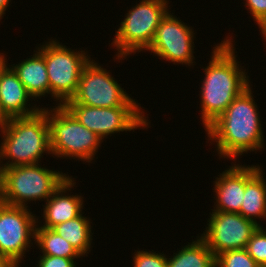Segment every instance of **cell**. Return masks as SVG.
<instances>
[{
	"mask_svg": "<svg viewBox=\"0 0 266 267\" xmlns=\"http://www.w3.org/2000/svg\"><path fill=\"white\" fill-rule=\"evenodd\" d=\"M172 11H169L159 23L152 43L147 51L153 53V57L165 60L175 65L181 64L188 68L195 66L194 27L184 23ZM195 32V33H194Z\"/></svg>",
	"mask_w": 266,
	"mask_h": 267,
	"instance_id": "11",
	"label": "cell"
},
{
	"mask_svg": "<svg viewBox=\"0 0 266 267\" xmlns=\"http://www.w3.org/2000/svg\"><path fill=\"white\" fill-rule=\"evenodd\" d=\"M47 121L51 156L88 165L98 159L95 156L103 139L83 126L63 105L47 107Z\"/></svg>",
	"mask_w": 266,
	"mask_h": 267,
	"instance_id": "6",
	"label": "cell"
},
{
	"mask_svg": "<svg viewBox=\"0 0 266 267\" xmlns=\"http://www.w3.org/2000/svg\"><path fill=\"white\" fill-rule=\"evenodd\" d=\"M31 209L0 201V256L15 267H21L25 254L35 245V231L40 215L33 214Z\"/></svg>",
	"mask_w": 266,
	"mask_h": 267,
	"instance_id": "10",
	"label": "cell"
},
{
	"mask_svg": "<svg viewBox=\"0 0 266 267\" xmlns=\"http://www.w3.org/2000/svg\"><path fill=\"white\" fill-rule=\"evenodd\" d=\"M42 167L41 163L20 165L0 170V201L12 206L29 207L36 201L46 202L69 176ZM34 201V202H33ZM28 205V206H27Z\"/></svg>",
	"mask_w": 266,
	"mask_h": 267,
	"instance_id": "4",
	"label": "cell"
},
{
	"mask_svg": "<svg viewBox=\"0 0 266 267\" xmlns=\"http://www.w3.org/2000/svg\"><path fill=\"white\" fill-rule=\"evenodd\" d=\"M169 1L140 0L126 12L112 43H109L112 49L117 50L114 62L120 63V60L122 62L127 56L129 58L132 54L135 55L141 51L147 52L159 23L170 11Z\"/></svg>",
	"mask_w": 266,
	"mask_h": 267,
	"instance_id": "5",
	"label": "cell"
},
{
	"mask_svg": "<svg viewBox=\"0 0 266 267\" xmlns=\"http://www.w3.org/2000/svg\"><path fill=\"white\" fill-rule=\"evenodd\" d=\"M35 267H76L78 258H64L58 256L41 255ZM77 259V260H76Z\"/></svg>",
	"mask_w": 266,
	"mask_h": 267,
	"instance_id": "25",
	"label": "cell"
},
{
	"mask_svg": "<svg viewBox=\"0 0 266 267\" xmlns=\"http://www.w3.org/2000/svg\"><path fill=\"white\" fill-rule=\"evenodd\" d=\"M0 132V170L37 164L45 153L51 155L46 106L31 116L0 121Z\"/></svg>",
	"mask_w": 266,
	"mask_h": 267,
	"instance_id": "3",
	"label": "cell"
},
{
	"mask_svg": "<svg viewBox=\"0 0 266 267\" xmlns=\"http://www.w3.org/2000/svg\"><path fill=\"white\" fill-rule=\"evenodd\" d=\"M35 244L42 255L83 258L67 240L50 228L36 227Z\"/></svg>",
	"mask_w": 266,
	"mask_h": 267,
	"instance_id": "20",
	"label": "cell"
},
{
	"mask_svg": "<svg viewBox=\"0 0 266 267\" xmlns=\"http://www.w3.org/2000/svg\"><path fill=\"white\" fill-rule=\"evenodd\" d=\"M211 212L206 230L199 236L207 243L215 257L224 251L246 248L252 234L259 227L239 213Z\"/></svg>",
	"mask_w": 266,
	"mask_h": 267,
	"instance_id": "12",
	"label": "cell"
},
{
	"mask_svg": "<svg viewBox=\"0 0 266 267\" xmlns=\"http://www.w3.org/2000/svg\"><path fill=\"white\" fill-rule=\"evenodd\" d=\"M187 243L172 256L167 255V267H216L215 255L199 234Z\"/></svg>",
	"mask_w": 266,
	"mask_h": 267,
	"instance_id": "18",
	"label": "cell"
},
{
	"mask_svg": "<svg viewBox=\"0 0 266 267\" xmlns=\"http://www.w3.org/2000/svg\"><path fill=\"white\" fill-rule=\"evenodd\" d=\"M75 181V177L68 176L53 192L52 196L45 204H42L43 209H41V213L43 210V214H41V217L43 218L42 220H37L36 227L52 229L54 226L72 220L83 213L84 197L81 193L80 195L76 193L74 195L70 192L73 191L72 189H74L77 184Z\"/></svg>",
	"mask_w": 266,
	"mask_h": 267,
	"instance_id": "14",
	"label": "cell"
},
{
	"mask_svg": "<svg viewBox=\"0 0 266 267\" xmlns=\"http://www.w3.org/2000/svg\"><path fill=\"white\" fill-rule=\"evenodd\" d=\"M216 267H260L246 249L224 251L216 256Z\"/></svg>",
	"mask_w": 266,
	"mask_h": 267,
	"instance_id": "21",
	"label": "cell"
},
{
	"mask_svg": "<svg viewBox=\"0 0 266 267\" xmlns=\"http://www.w3.org/2000/svg\"><path fill=\"white\" fill-rule=\"evenodd\" d=\"M261 37L263 38V40H265L264 42H266V30L261 34ZM266 45V43H265ZM266 47V46H264Z\"/></svg>",
	"mask_w": 266,
	"mask_h": 267,
	"instance_id": "29",
	"label": "cell"
},
{
	"mask_svg": "<svg viewBox=\"0 0 266 267\" xmlns=\"http://www.w3.org/2000/svg\"><path fill=\"white\" fill-rule=\"evenodd\" d=\"M263 168L245 184L243 203L239 214L259 226L266 220V178ZM257 219L259 221H257Z\"/></svg>",
	"mask_w": 266,
	"mask_h": 267,
	"instance_id": "17",
	"label": "cell"
},
{
	"mask_svg": "<svg viewBox=\"0 0 266 267\" xmlns=\"http://www.w3.org/2000/svg\"><path fill=\"white\" fill-rule=\"evenodd\" d=\"M8 65L7 55L4 52H0V81H1V72Z\"/></svg>",
	"mask_w": 266,
	"mask_h": 267,
	"instance_id": "27",
	"label": "cell"
},
{
	"mask_svg": "<svg viewBox=\"0 0 266 267\" xmlns=\"http://www.w3.org/2000/svg\"><path fill=\"white\" fill-rule=\"evenodd\" d=\"M261 35L266 30V0H243Z\"/></svg>",
	"mask_w": 266,
	"mask_h": 267,
	"instance_id": "24",
	"label": "cell"
},
{
	"mask_svg": "<svg viewBox=\"0 0 266 267\" xmlns=\"http://www.w3.org/2000/svg\"><path fill=\"white\" fill-rule=\"evenodd\" d=\"M132 255L133 267H167V255L163 252L138 248Z\"/></svg>",
	"mask_w": 266,
	"mask_h": 267,
	"instance_id": "23",
	"label": "cell"
},
{
	"mask_svg": "<svg viewBox=\"0 0 266 267\" xmlns=\"http://www.w3.org/2000/svg\"><path fill=\"white\" fill-rule=\"evenodd\" d=\"M63 106L86 128L105 141L108 136L145 129L150 125L148 114L141 106H118L100 108L78 103H64ZM144 110V111H143ZM145 114L147 116H145ZM105 139V140H104Z\"/></svg>",
	"mask_w": 266,
	"mask_h": 267,
	"instance_id": "8",
	"label": "cell"
},
{
	"mask_svg": "<svg viewBox=\"0 0 266 267\" xmlns=\"http://www.w3.org/2000/svg\"><path fill=\"white\" fill-rule=\"evenodd\" d=\"M103 67L91 58L82 70L75 94L65 103L100 108L141 106L136 99L131 98V94L124 91L110 70Z\"/></svg>",
	"mask_w": 266,
	"mask_h": 267,
	"instance_id": "9",
	"label": "cell"
},
{
	"mask_svg": "<svg viewBox=\"0 0 266 267\" xmlns=\"http://www.w3.org/2000/svg\"><path fill=\"white\" fill-rule=\"evenodd\" d=\"M44 42L42 45L38 44L36 49L45 60L50 96L56 102V106L63 105L75 94L82 70L90 61L91 55L86 49L72 50L56 38L51 37Z\"/></svg>",
	"mask_w": 266,
	"mask_h": 267,
	"instance_id": "7",
	"label": "cell"
},
{
	"mask_svg": "<svg viewBox=\"0 0 266 267\" xmlns=\"http://www.w3.org/2000/svg\"><path fill=\"white\" fill-rule=\"evenodd\" d=\"M10 3H11V0H0V21L5 16L6 14L5 11H7V8L11 6Z\"/></svg>",
	"mask_w": 266,
	"mask_h": 267,
	"instance_id": "26",
	"label": "cell"
},
{
	"mask_svg": "<svg viewBox=\"0 0 266 267\" xmlns=\"http://www.w3.org/2000/svg\"><path fill=\"white\" fill-rule=\"evenodd\" d=\"M236 161L213 181L215 199L212 211L239 213L243 203L245 184L261 169V165H242Z\"/></svg>",
	"mask_w": 266,
	"mask_h": 267,
	"instance_id": "13",
	"label": "cell"
},
{
	"mask_svg": "<svg viewBox=\"0 0 266 267\" xmlns=\"http://www.w3.org/2000/svg\"><path fill=\"white\" fill-rule=\"evenodd\" d=\"M232 37V34H228L220 43L213 45L210 61L206 67H202L204 75L198 95L201 109L199 115L204 129L251 85L247 69L237 59L236 44Z\"/></svg>",
	"mask_w": 266,
	"mask_h": 267,
	"instance_id": "2",
	"label": "cell"
},
{
	"mask_svg": "<svg viewBox=\"0 0 266 267\" xmlns=\"http://www.w3.org/2000/svg\"><path fill=\"white\" fill-rule=\"evenodd\" d=\"M83 214L84 211L76 218L54 226L52 230L67 240L83 257H87L93 247L94 231L92 220Z\"/></svg>",
	"mask_w": 266,
	"mask_h": 267,
	"instance_id": "19",
	"label": "cell"
},
{
	"mask_svg": "<svg viewBox=\"0 0 266 267\" xmlns=\"http://www.w3.org/2000/svg\"><path fill=\"white\" fill-rule=\"evenodd\" d=\"M252 84L238 95L206 129V142L215 144L218 158L239 161L246 153L264 151L266 144ZM238 158V160H237Z\"/></svg>",
	"mask_w": 266,
	"mask_h": 267,
	"instance_id": "1",
	"label": "cell"
},
{
	"mask_svg": "<svg viewBox=\"0 0 266 267\" xmlns=\"http://www.w3.org/2000/svg\"><path fill=\"white\" fill-rule=\"evenodd\" d=\"M33 100L16 72L10 65H7L1 72L0 121L8 118L27 117L38 113L42 106H37V103L34 104V102L30 103Z\"/></svg>",
	"mask_w": 266,
	"mask_h": 267,
	"instance_id": "15",
	"label": "cell"
},
{
	"mask_svg": "<svg viewBox=\"0 0 266 267\" xmlns=\"http://www.w3.org/2000/svg\"><path fill=\"white\" fill-rule=\"evenodd\" d=\"M0 267H15L9 260L0 256Z\"/></svg>",
	"mask_w": 266,
	"mask_h": 267,
	"instance_id": "28",
	"label": "cell"
},
{
	"mask_svg": "<svg viewBox=\"0 0 266 267\" xmlns=\"http://www.w3.org/2000/svg\"><path fill=\"white\" fill-rule=\"evenodd\" d=\"M245 249L260 267H266V227L257 228Z\"/></svg>",
	"mask_w": 266,
	"mask_h": 267,
	"instance_id": "22",
	"label": "cell"
},
{
	"mask_svg": "<svg viewBox=\"0 0 266 267\" xmlns=\"http://www.w3.org/2000/svg\"><path fill=\"white\" fill-rule=\"evenodd\" d=\"M27 92L37 102L50 95V84L43 55L35 48L33 55L17 64H9Z\"/></svg>",
	"mask_w": 266,
	"mask_h": 267,
	"instance_id": "16",
	"label": "cell"
}]
</instances>
